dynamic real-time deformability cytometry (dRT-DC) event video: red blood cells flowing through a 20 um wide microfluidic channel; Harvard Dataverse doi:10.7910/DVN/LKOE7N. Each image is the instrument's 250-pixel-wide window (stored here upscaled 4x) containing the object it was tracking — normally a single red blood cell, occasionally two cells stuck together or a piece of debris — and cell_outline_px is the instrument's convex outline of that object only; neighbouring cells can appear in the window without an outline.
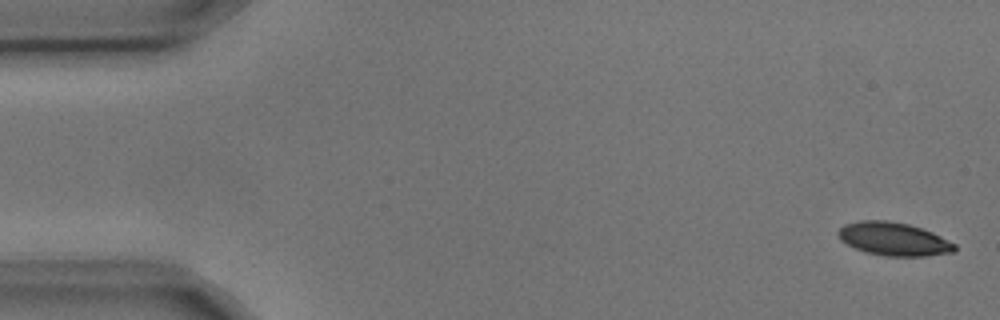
{"species": "common noctule bat (a hibernating species)", "species_latin": "Nyctalus noctula", "temperature_condition": "cold", "stored_images_in_passage": 5, "camera_frame_rate_fps": 3000, "um_per_image_px": 0.085, "animal": {"sex": "male", "body_mass_g": 17.9, "forearm_length_mm": 54.2}, "frame": {"image": 1, "passage_image": 1, "time_ms": 0.0, "image_size_px": [1000, 320], "cell_outline_px": [[956, 252], [928, 256], [884, 256], [864, 252], [840, 240], [836, 232], [844, 224], [860, 220], [888, 220], [908, 224], [932, 232], [956, 244]], "centroid_in_image_um": [75.96, 20.32], "position_along_channel_um": 9.0, "area_um2": 22.72}}
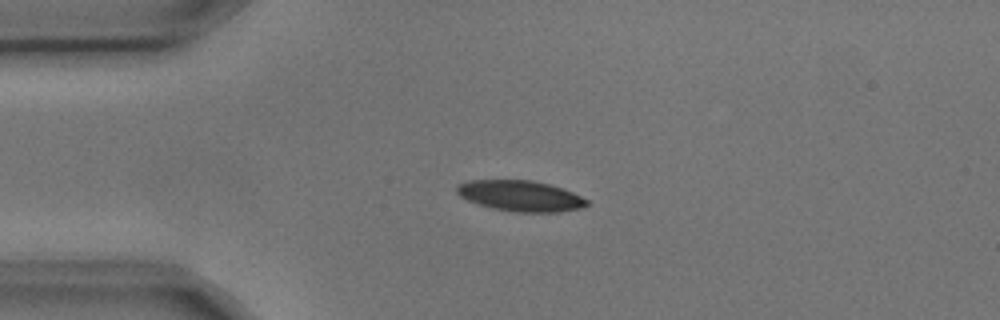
{"frame": {"image": 2, "passage_image": 4, "time_ms": 1.0, "image_size_px": [1000, 320], "cell_outline_px": [[588, 204], [584, 208], [560, 212], [516, 212], [492, 208], [468, 200], [460, 196], [456, 192], [456, 184], [468, 180], [532, 180], [564, 188], [588, 200]], "centroid_in_image_um": [44.25, 16.65], "position_along_channel_um": 40.8, "area_um2": 23.41}}